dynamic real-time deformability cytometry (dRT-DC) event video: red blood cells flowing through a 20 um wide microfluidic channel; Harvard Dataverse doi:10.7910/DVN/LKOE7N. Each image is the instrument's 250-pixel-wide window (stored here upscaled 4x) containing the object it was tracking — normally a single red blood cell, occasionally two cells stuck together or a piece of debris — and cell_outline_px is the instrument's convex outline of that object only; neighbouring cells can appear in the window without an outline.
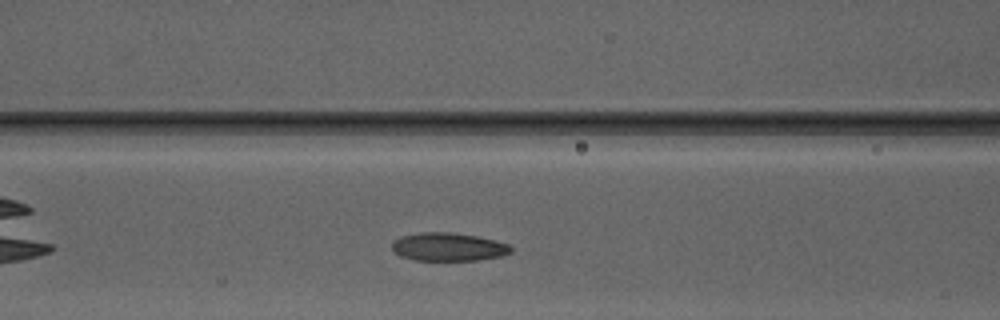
{"species": "Egyptian fruit bat (a non-hibernating species)", "species_latin": "Rousettus aegyptiacus", "temperature_condition": "warm", "stored_images_in_passage": 28, "camera_frame_rate_fps": 3000, "um_per_image_px": 0.085, "animal": {"sex": "male"}, "frame": {"image": 1, "passage_image": 9, "time_ms": 2.667, "image_size_px": [1000, 320], "cell_outline_px": [[512, 252], [500, 256], [480, 260], [416, 260], [400, 256], [392, 248], [392, 244], [400, 236], [420, 232], [448, 232], [476, 236], [508, 244], [512, 248]], "centroid_in_image_um": [38.1, 20.99], "position_along_channel_um": 128.5, "area_um2": 19.36}}
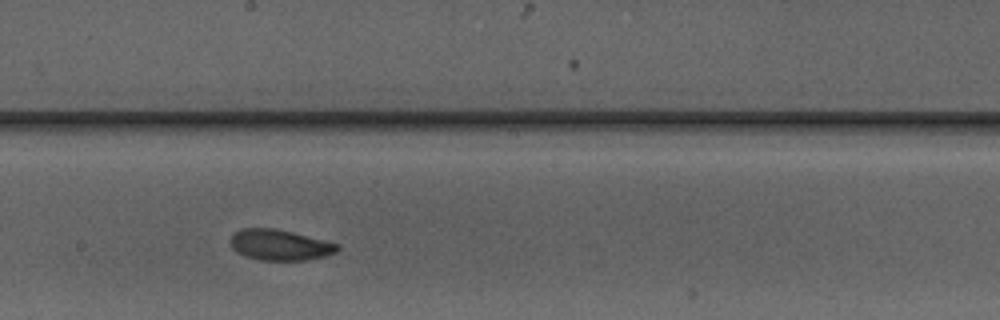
{"frame": {"image": 2, "passage_image": 16, "time_ms": 5.0, "image_size_px": [1000, 320], "cell_outline_px": [[340, 248], [336, 252], [324, 256], [304, 260], [256, 260], [244, 256], [236, 252], [232, 248], [232, 236], [240, 228], [272, 228], [292, 232], [340, 244]], "centroid_in_image_um": [23.78, 20.83], "position_along_channel_um": 224.4, "area_um2": 19.07}}
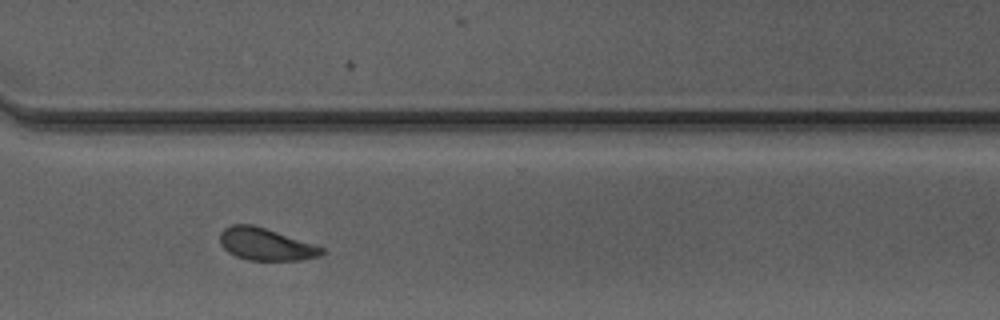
{"frame": {"image": 3, "passage_image": 25, "time_ms": 8.0, "image_size_px": [1000, 320], "cell_outline_px": [[324, 252], [320, 256], [300, 260], [248, 260], [236, 256], [228, 252], [220, 244], [220, 232], [224, 228], [232, 224], [252, 224], [316, 244], [324, 248]], "centroid_in_image_um": [22.59, 20.76], "position_along_channel_um": 348.0, "area_um2": 19.19}, "authors_computed_cell_mechanics": {"area_um2": 19.363, "velocity_mm_per_s": 4.1202, "shape_relaxation_time_tau1_ms": 3.0415, "shape_relaxation_time_tau2_ms": 1.7374, "deformation_change_tau1": 0.1089, "deformation_change_tau2": 0.0783}}